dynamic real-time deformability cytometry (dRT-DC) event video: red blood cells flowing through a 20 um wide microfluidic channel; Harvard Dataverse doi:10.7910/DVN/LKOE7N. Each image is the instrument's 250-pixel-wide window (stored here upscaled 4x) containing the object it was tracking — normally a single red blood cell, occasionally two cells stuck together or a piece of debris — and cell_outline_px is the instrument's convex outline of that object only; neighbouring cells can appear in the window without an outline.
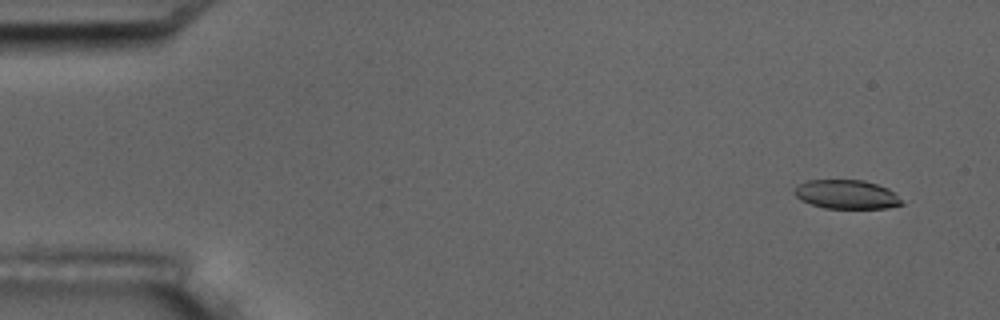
{"species": "common noctule bat (a hibernating species)", "species_latin": "Nyctalus noctula", "temperature_condition": "room temperature", "stored_images_in_passage": 5, "camera_frame_rate_fps": 3000, "um_per_image_px": 0.085, "animal": {"sex": "male", "body_mass_g": 17.5, "forearm_length_mm": 52.3}, "frame": {"image": 1, "passage_image": 2, "time_ms": 1.0, "image_size_px": [1000, 320], "cell_outline_px": [[904, 204], [888, 208], [824, 208], [800, 200], [792, 192], [800, 184], [808, 180], [864, 180], [888, 188]], "centroid_in_image_um": [71.93, 16.53], "position_along_channel_um": 13.1, "area_um2": 17.92}}
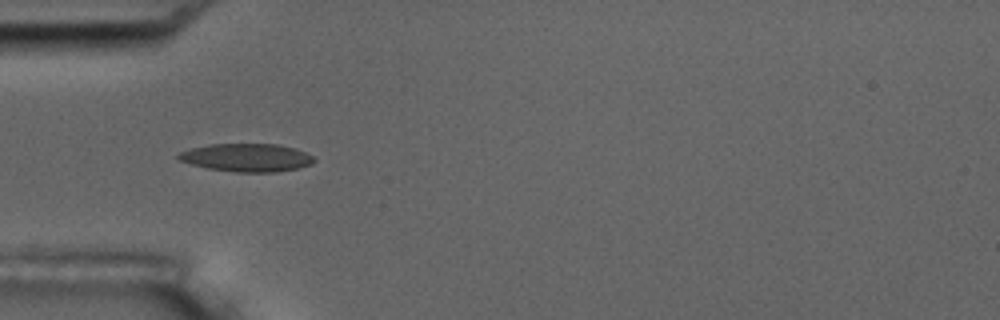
{"frame": {"image": 2, "passage_image": 5, "time_ms": 5.667, "image_size_px": [1000, 320], "cell_outline_px": [[316, 160], [312, 164], [296, 168], [276, 172], [236, 172], [208, 168], [176, 160], [176, 156], [180, 152], [192, 148], [212, 144], [276, 144], [296, 148], [312, 156]], "centroid_in_image_um": [20.96, 13.39], "position_along_channel_um": 64.0, "area_um2": 22.08}}